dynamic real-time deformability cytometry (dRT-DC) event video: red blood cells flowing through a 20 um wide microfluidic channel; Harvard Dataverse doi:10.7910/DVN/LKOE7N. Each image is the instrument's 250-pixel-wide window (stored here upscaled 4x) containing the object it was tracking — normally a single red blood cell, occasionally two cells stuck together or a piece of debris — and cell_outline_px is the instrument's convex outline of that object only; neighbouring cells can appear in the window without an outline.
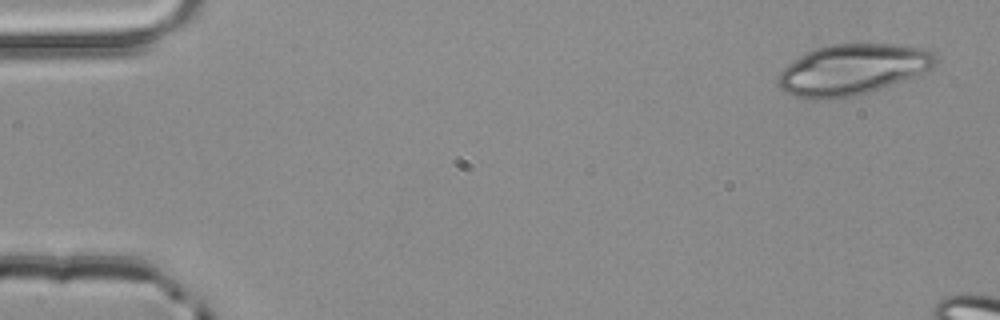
{"species": "common noctule bat (a hibernating species)", "species_latin": "Nyctalus noctula", "temperature_condition": "room temperature", "stored_images_in_passage": 4, "camera_frame_rate_fps": 3000, "um_per_image_px": 0.085, "animal": {"sex": "male", "body_mass_g": 20.4}, "frame": {"image": 1, "passage_image": 1, "time_ms": 0.0, "image_size_px": [1000, 320], "cell_outline_px": [[936, 64], [912, 76], [880, 88], [856, 96], [824, 100], [808, 100], [792, 96], [784, 92], [776, 84], [776, 80], [780, 72], [788, 64], [808, 52], [816, 48], [832, 44], [892, 44], [928, 48], [936, 56]], "centroid_in_image_um": [72.38, 5.93], "position_along_channel_um": 12.6, "area_um2": 46.36}}